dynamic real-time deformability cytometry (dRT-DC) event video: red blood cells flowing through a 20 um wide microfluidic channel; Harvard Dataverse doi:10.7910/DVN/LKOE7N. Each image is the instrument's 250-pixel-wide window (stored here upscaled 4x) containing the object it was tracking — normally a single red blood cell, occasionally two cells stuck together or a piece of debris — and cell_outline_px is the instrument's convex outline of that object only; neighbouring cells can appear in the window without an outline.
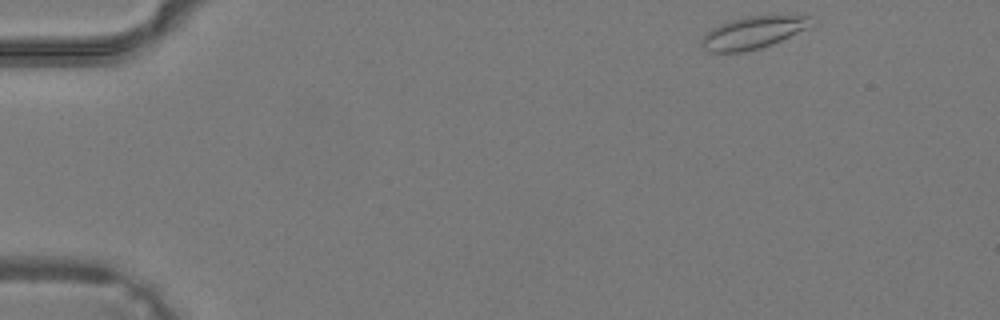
{"species": "common noctule bat (a hibernating species)", "species_latin": "Nyctalus noctula", "temperature_condition": "warm", "stored_images_in_passage": 20, "camera_frame_rate_fps": 3000, "um_per_image_px": 0.085, "animal": {"sex": "male", "body_mass_g": 19.2, "forearm_length_mm": 51.8}, "frame": {"image": 1, "passage_image": 1, "time_ms": 0.0, "image_size_px": [1000, 320], "cell_outline_px": [[812, 24], [772, 44], [760, 48], [744, 52], [708, 52], [700, 44], [700, 40], [704, 32], [720, 24], [732, 20], [748, 16], [812, 16]], "centroid_in_image_um": [63.9, 2.79], "position_along_channel_um": 21.1, "area_um2": 20.23}}
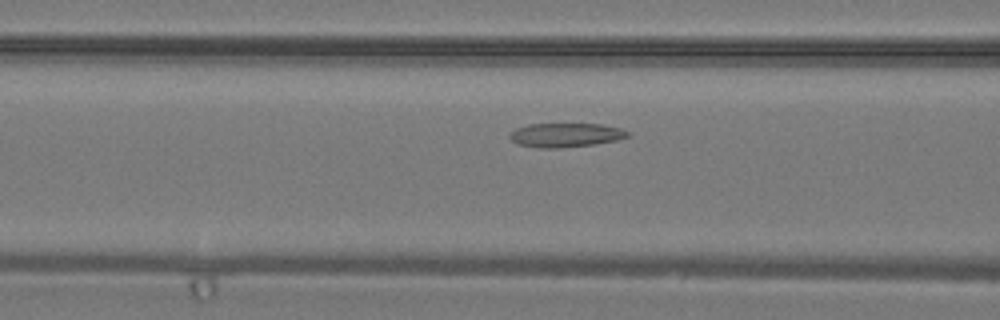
{"frame": {"image": 2, "passage_image": 13, "time_ms": 4.0, "image_size_px": [1000, 320], "cell_outline_px": [[632, 136], [616, 140], [596, 144], [560, 148], [540, 148], [520, 144], [512, 140], [508, 136], [508, 132], [516, 128], [528, 124], [600, 124], [620, 128], [632, 132]], "centroid_in_image_um": [48.11, 11.47], "position_along_channel_um": 118.5, "area_um2": 16.7}}
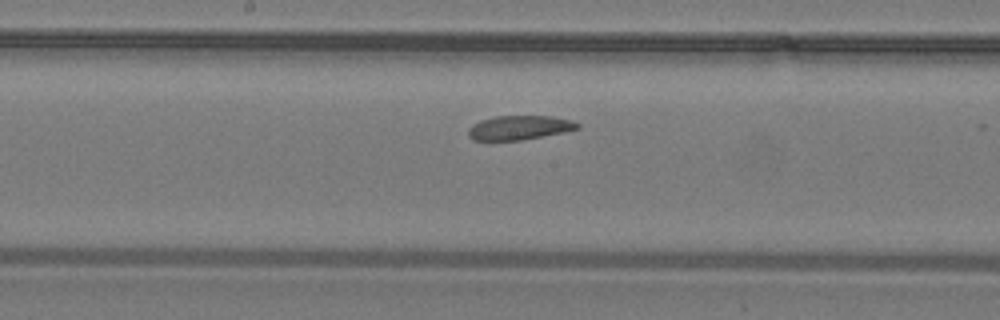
{"frame": {"image": 3, "passage_image": 18, "time_ms": 5.667, "image_size_px": [1000, 320], "cell_outline_px": [[580, 128], [564, 132], [520, 140], [472, 140], [468, 136], [468, 128], [472, 124], [480, 120], [496, 116], [552, 116], [572, 120], [580, 124]], "centroid_in_image_um": [44.13, 10.84], "position_along_channel_um": 204.1, "area_um2": 15.43}}